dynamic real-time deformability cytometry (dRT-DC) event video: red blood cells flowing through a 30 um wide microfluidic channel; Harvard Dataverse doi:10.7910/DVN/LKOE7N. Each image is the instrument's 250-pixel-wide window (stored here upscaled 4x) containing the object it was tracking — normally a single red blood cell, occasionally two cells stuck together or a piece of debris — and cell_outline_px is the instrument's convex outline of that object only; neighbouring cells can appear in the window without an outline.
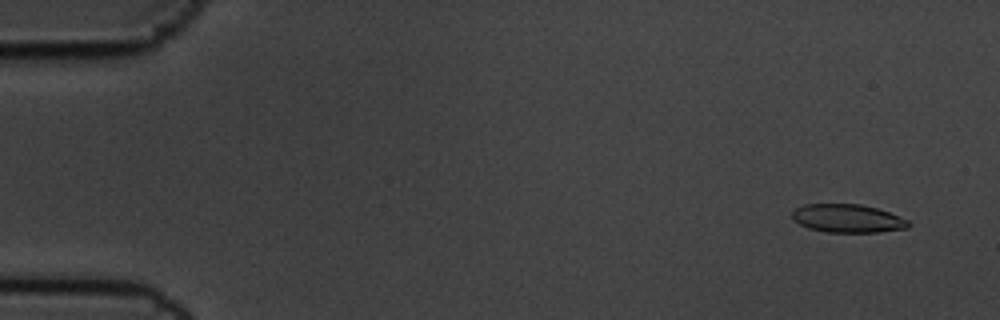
{"species": "common noctule bat (a hibernating species)", "species_latin": "Nyctalus noctula", "temperature_condition": "cold", "stored_images_in_passage": 56, "camera_frame_rate_fps": 3000, "um_per_image_px": 0.085, "animal": {"sex": "male", "body_mass_g": 19.5, "forearm_length_mm": 54.6}, "frame": {"image": 1, "passage_image": 4, "time_ms": 1.0, "image_size_px": [1000, 320], "cell_outline_px": [[912, 224], [908, 228], [880, 232], [824, 232], [808, 228], [792, 220], [792, 212], [796, 208], [804, 204], [860, 204], [876, 208], [888, 212], [908, 220]], "centroid_in_image_um": [72.04, 18.57], "position_along_channel_um": 13.0, "area_um2": 19.25}}
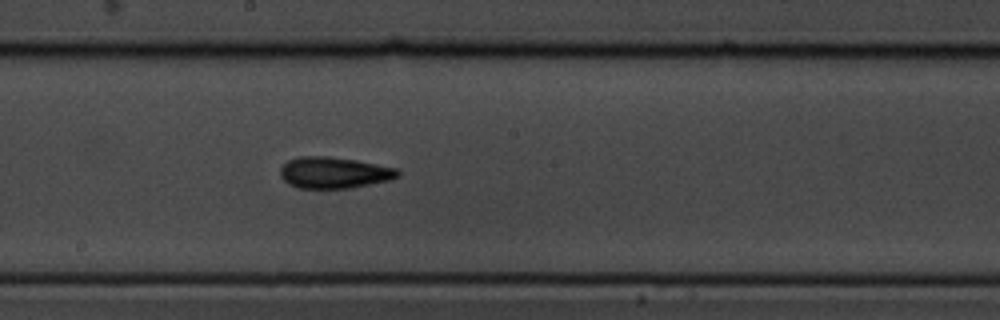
{"frame": {"image": 2, "passage_image": 31, "time_ms": 10.0, "image_size_px": [1000, 320], "cell_outline_px": [[400, 176], [392, 180], [352, 188], [300, 188], [288, 184], [280, 176], [280, 168], [288, 160], [300, 156], [328, 156], [356, 160], [400, 168]], "centroid_in_image_um": [28.44, 14.67], "position_along_channel_um": 219.8, "area_um2": 21.79}}
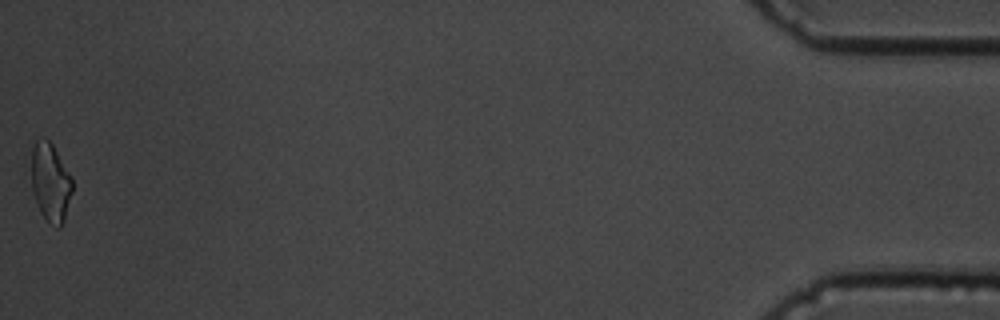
{"frame": {"image": 3, "passage_image": 56, "time_ms": 18.333, "image_size_px": [1000, 320], "cell_outline_px": [[72, 192], [64, 220], [60, 228], [56, 228], [48, 224], [40, 212], [32, 192], [32, 148], [36, 140], [48, 140], [52, 144], [72, 176]], "centroid_in_image_um": [4.3, 15.56], "position_along_channel_um": 430.9, "area_um2": 18.79}, "authors_computed_cell_mechanics": {"area_um2": 19.8832, "velocity_mm_per_s": 3.6416, "shape_relaxation_time_tau1_ms": 4.6664, "shape_relaxation_time_tau2_ms": 3.7834, "deformation_change_tau1": 0.1535, "deformation_change_tau2": 0.1059}}